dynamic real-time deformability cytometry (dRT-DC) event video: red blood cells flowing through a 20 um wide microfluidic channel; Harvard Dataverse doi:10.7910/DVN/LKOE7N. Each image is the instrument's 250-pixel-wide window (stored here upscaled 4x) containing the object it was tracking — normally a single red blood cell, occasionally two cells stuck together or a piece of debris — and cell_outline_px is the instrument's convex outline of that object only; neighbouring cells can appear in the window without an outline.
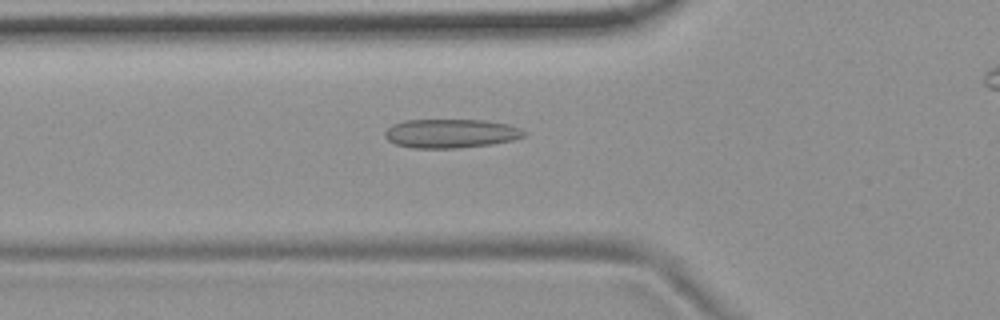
{"species": "common noctule bat (a hibernating species)", "species_latin": "Nyctalus noctula", "temperature_condition": "room temperature", "stored_images_in_passage": 37, "camera_frame_rate_fps": 3000, "um_per_image_px": 0.085, "animal": {"sex": "female", "body_mass_g": 19.9}, "frame": {"image": 1, "passage_image": 8, "time_ms": 2.333, "image_size_px": [1000, 320], "cell_outline_px": [[524, 136], [512, 140], [492, 144], [460, 148], [412, 148], [396, 144], [388, 140], [384, 136], [384, 132], [392, 124], [404, 120], [484, 120], [508, 124], [520, 128], [524, 132]], "centroid_in_image_um": [38.29, 11.34], "position_along_channel_um": 87.5, "area_um2": 23.47}}
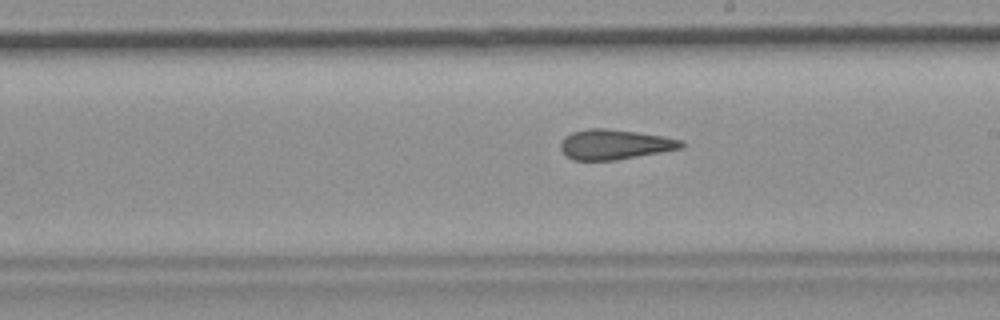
{"frame": {"image": 2, "passage_image": 20, "time_ms": 6.333, "image_size_px": [1000, 320], "cell_outline_px": [[684, 148], [616, 160], [572, 160], [560, 148], [560, 144], [564, 136], [572, 132], [588, 128], [604, 128], [636, 132], [664, 136], [684, 140]], "centroid_in_image_um": [52.27, 12.27], "position_along_channel_um": 236.7, "area_um2": 21.15}}
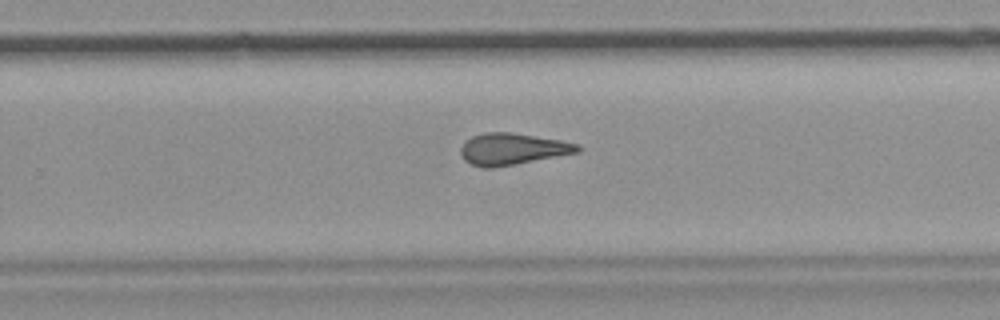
{"frame": {"image": 3, "passage_image": 24, "time_ms": 7.667, "image_size_px": [1000, 320], "cell_outline_px": [[580, 152], [516, 164], [492, 168], [484, 168], [472, 164], [464, 160], [460, 152], [460, 148], [472, 136], [484, 132], [512, 132], [560, 140], [580, 144]], "centroid_in_image_um": [43.57, 12.66], "position_along_channel_um": 286.2, "area_um2": 21.5}}